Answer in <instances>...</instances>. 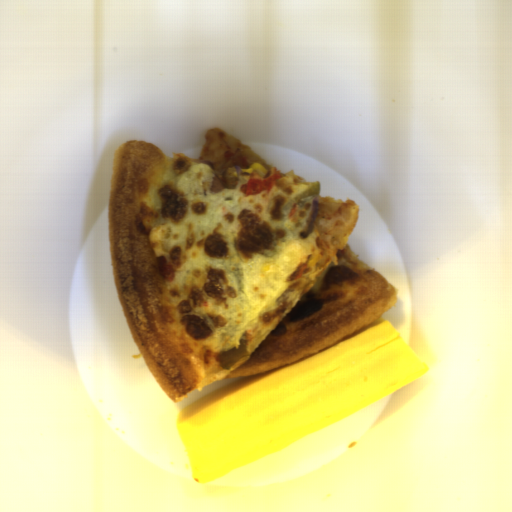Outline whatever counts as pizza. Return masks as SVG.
Returning a JSON list of instances; mask_svg holds the SVG:
<instances>
[{"label": "pizza", "mask_w": 512, "mask_h": 512, "mask_svg": "<svg viewBox=\"0 0 512 512\" xmlns=\"http://www.w3.org/2000/svg\"><path fill=\"white\" fill-rule=\"evenodd\" d=\"M198 158L173 157L131 139L117 146L108 198V244L132 339L175 403L230 377H250L312 355L369 326L396 304V289L360 261L348 241L355 201L317 196L296 172L271 192L247 196L249 179L272 166L221 128L206 130ZM259 163L266 177L242 174ZM237 187L211 193L228 168ZM249 335L231 369L217 355Z\"/></svg>", "instance_id": "1"}]
</instances>
